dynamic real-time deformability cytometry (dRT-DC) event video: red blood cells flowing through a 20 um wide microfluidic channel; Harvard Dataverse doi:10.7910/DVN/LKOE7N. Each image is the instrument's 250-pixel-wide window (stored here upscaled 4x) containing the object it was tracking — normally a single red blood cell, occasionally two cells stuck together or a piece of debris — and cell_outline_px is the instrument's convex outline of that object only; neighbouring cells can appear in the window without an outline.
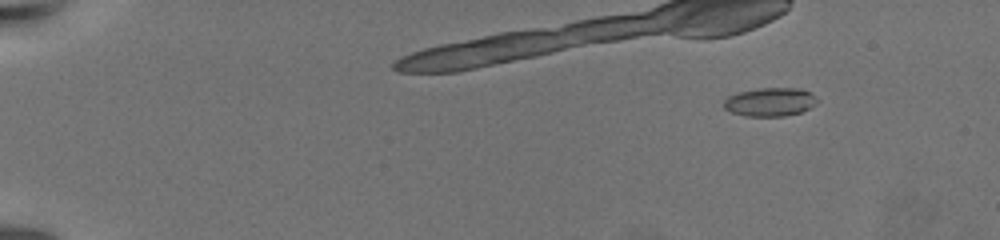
{"species": "common noctule bat (a hibernating species)", "species_latin": "Nyctalus noctula", "temperature_condition": "warm", "stored_images_in_passage": 11, "camera_frame_rate_fps": 3000, "um_per_image_px": 0.085, "animal": {"sex": "female", "body_mass_g": 19.5, "forearm_length_mm": 54.1}, "frame": {"image": 1, "passage_image": 4, "time_ms": 2.667, "image_size_px": [1000, 240], "cell_outline_px": [[820, 100], [816, 104], [800, 112], [784, 116], [744, 116], [732, 112], [724, 108], [724, 100], [728, 96], [736, 92], [760, 88], [800, 88], [808, 92]], "centroid_in_image_um": [65.44, 8.66], "position_along_channel_um": 19.6, "area_um2": 15.55}}